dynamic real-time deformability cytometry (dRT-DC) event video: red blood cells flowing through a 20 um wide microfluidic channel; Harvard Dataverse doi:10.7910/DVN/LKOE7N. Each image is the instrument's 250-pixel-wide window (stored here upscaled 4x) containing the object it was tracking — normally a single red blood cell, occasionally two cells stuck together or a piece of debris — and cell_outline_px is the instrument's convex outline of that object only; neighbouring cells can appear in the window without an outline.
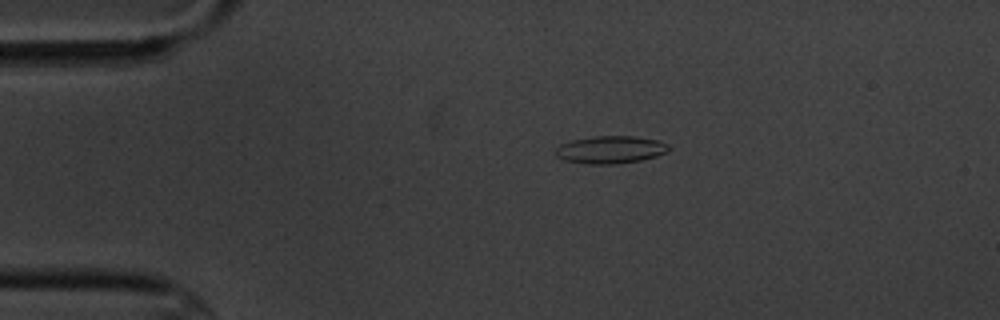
{"species": "common noctule bat (a hibernating species)", "species_latin": "Nyctalus noctula", "temperature_condition": "cold", "stored_images_in_passage": 7, "camera_frame_rate_fps": 3000, "um_per_image_px": 0.085, "animal": {"sex": "male", "body_mass_g": 20.1, "forearm_length_mm": 53.5}, "frame": {"image": 1, "passage_image": 4, "time_ms": 3.333, "image_size_px": [1000, 320], "cell_outline_px": [[668, 152], [656, 156], [640, 160], [620, 164], [588, 164], [564, 160], [556, 156], [556, 148], [560, 144], [572, 140], [596, 136], [636, 136], [656, 140], [668, 144]], "centroid_in_image_um": [51.88, 12.73], "position_along_channel_um": 33.1, "area_um2": 18.15}}
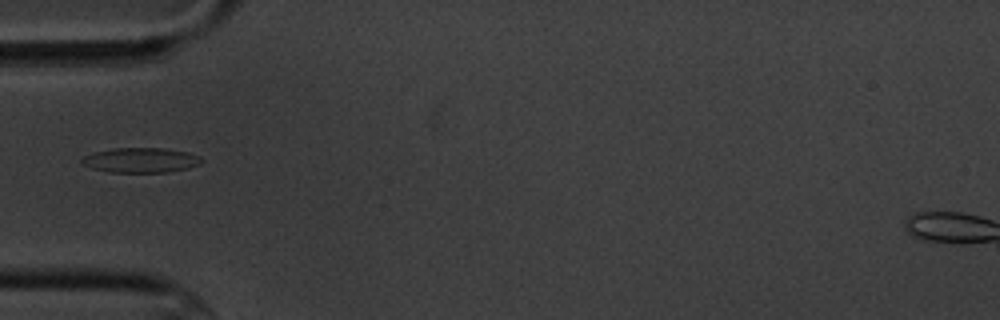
{"frame": {"image": 2, "passage_image": 6, "time_ms": 5.667, "image_size_px": [1000, 320], "cell_outline_px": [[204, 160], [200, 164], [188, 168], [168, 172], [108, 172], [92, 168], [80, 164], [80, 160], [84, 156], [96, 152], [112, 148], [164, 148], [188, 152], [200, 156]], "centroid_in_image_um": [11.97, 13.61], "position_along_channel_um": 73.0, "area_um2": 17.46}}